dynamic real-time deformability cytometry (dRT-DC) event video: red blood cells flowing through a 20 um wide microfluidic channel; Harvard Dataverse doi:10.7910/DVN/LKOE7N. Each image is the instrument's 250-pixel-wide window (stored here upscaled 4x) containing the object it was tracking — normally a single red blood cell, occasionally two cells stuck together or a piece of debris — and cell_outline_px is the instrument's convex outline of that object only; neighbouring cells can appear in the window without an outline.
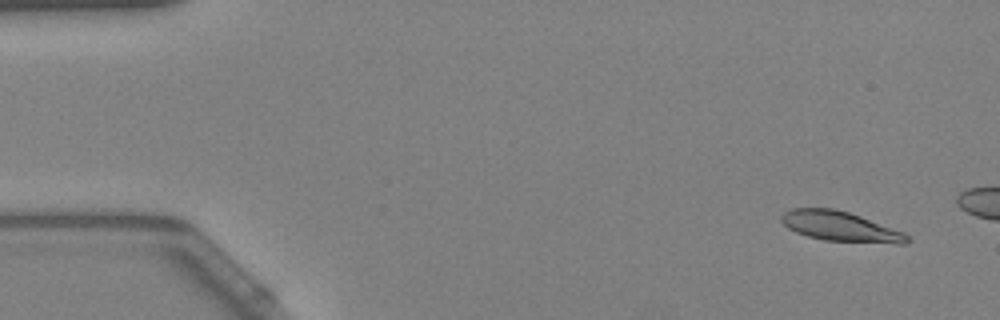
{"species": "Egyptian fruit bat (a non-hibernating species)", "species_latin": "Rousettus aegyptiacus", "temperature_condition": "warm", "stored_images_in_passage": 8, "camera_frame_rate_fps": 3000, "um_per_image_px": 0.085, "animal": {"sex": "female"}, "frame": {"image": 1, "passage_image": 1, "time_ms": 0.0, "image_size_px": [1000, 320], "cell_outline_px": [[908, 244], [896, 244], [824, 240], [808, 236], [796, 232], [788, 228], [780, 220], [780, 216], [784, 212], [792, 208], [832, 208], [848, 212], [860, 216], [904, 232], [908, 236]], "centroid_in_image_um": [71.42, 19.25], "position_along_channel_um": 13.6, "area_um2": 21.85}}